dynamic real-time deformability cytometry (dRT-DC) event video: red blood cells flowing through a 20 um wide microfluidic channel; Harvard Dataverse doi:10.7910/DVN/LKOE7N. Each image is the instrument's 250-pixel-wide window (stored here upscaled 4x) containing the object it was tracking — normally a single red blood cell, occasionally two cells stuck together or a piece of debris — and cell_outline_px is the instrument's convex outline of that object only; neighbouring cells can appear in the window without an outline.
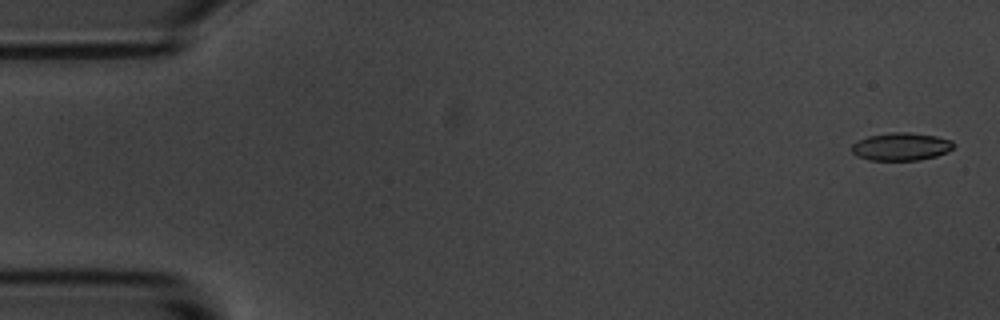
{"species": "common noctule bat (a hibernating species)", "species_latin": "Nyctalus noctula", "temperature_condition": "room temperature", "stored_images_in_passage": 6, "camera_frame_rate_fps": 3000, "um_per_image_px": 0.085, "animal": {"sex": "male", "body_mass_g": 20.1, "forearm_length_mm": 53.5}, "frame": {"image": 1, "passage_image": 1, "time_ms": 0.0, "image_size_px": [1000, 320], "cell_outline_px": [[952, 148], [948, 152], [936, 156], [916, 160], [868, 160], [856, 156], [852, 152], [852, 144], [868, 136], [888, 132], [908, 132], [936, 136], [952, 140]], "centroid_in_image_um": [76.57, 12.46], "position_along_channel_um": 8.4, "area_um2": 16.47}}
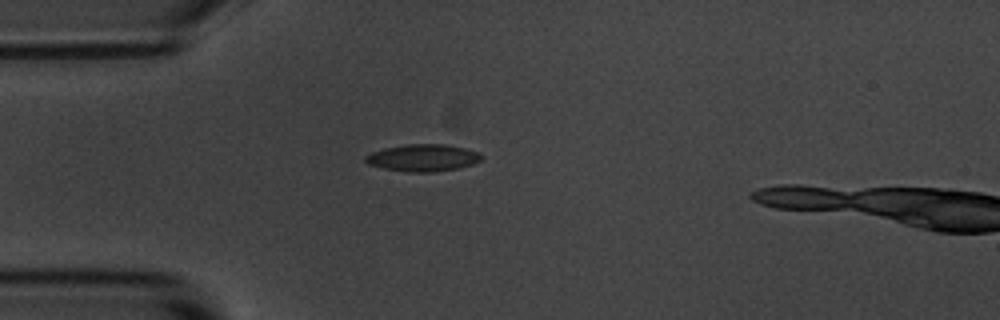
{"frame": {"image": 2, "passage_image": 5, "time_ms": 4.333, "image_size_px": [1000, 320], "cell_outline_px": [[480, 160], [472, 164], [456, 168], [432, 172], [408, 172], [384, 168], [368, 164], [364, 160], [364, 156], [372, 152], [384, 148], [408, 144], [444, 144], [464, 148], [476, 152], [480, 156]], "centroid_in_image_um": [35.88, 13.41], "position_along_channel_um": 49.1, "area_um2": 17.98}}